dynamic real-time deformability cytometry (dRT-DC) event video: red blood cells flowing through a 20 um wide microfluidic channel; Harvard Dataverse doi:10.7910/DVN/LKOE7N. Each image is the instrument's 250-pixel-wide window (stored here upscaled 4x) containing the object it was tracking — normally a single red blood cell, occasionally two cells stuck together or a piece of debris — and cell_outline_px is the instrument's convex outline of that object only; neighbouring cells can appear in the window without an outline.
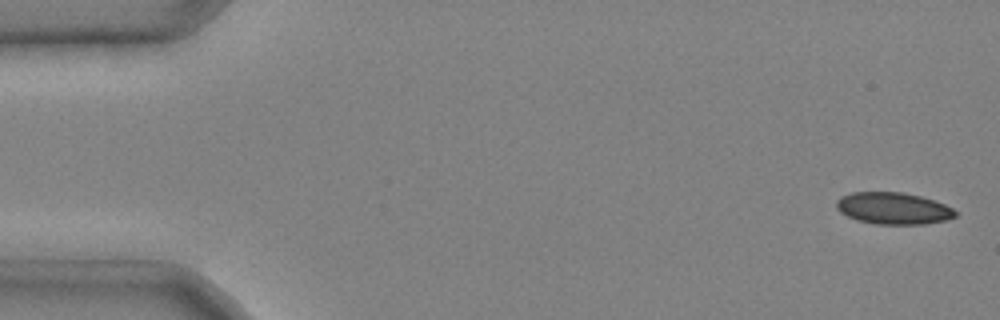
{"species": "common noctule bat (a hibernating species)", "species_latin": "Nyctalus noctula", "temperature_condition": "cold", "stored_images_in_passage": 5, "camera_frame_rate_fps": 3000, "um_per_image_px": 0.085, "animal": {"sex": "male", "body_mass_g": 20.4}, "frame": {"image": 1, "passage_image": 1, "time_ms": 0.0, "image_size_px": [1000, 320], "cell_outline_px": [[956, 216], [944, 220], [924, 224], [876, 224], [856, 220], [840, 212], [836, 208], [836, 200], [840, 196], [852, 192], [904, 192], [920, 196], [944, 204], [952, 208], [956, 212]], "centroid_in_image_um": [75.88, 17.7], "position_along_channel_um": 9.1, "area_um2": 22.02}}
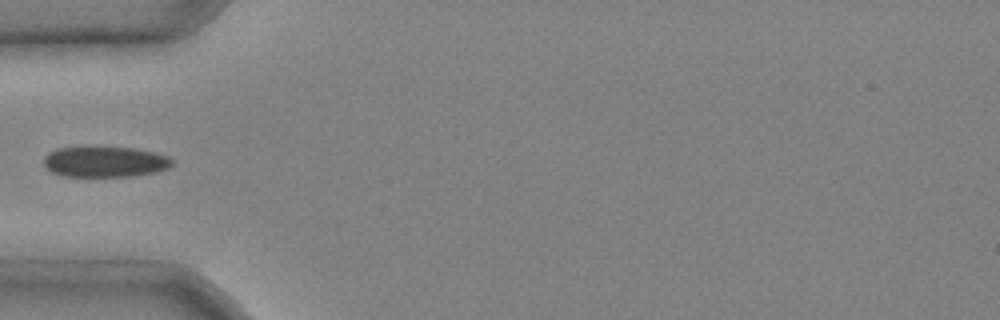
{"frame": {"image": 2, "passage_image": 4, "time_ms": 1.0, "image_size_px": [1000, 320], "cell_outline_px": [[172, 164], [168, 168], [156, 172], [128, 176], [60, 176], [52, 172], [44, 164], [44, 156], [48, 152], [56, 148], [84, 144], [96, 144], [136, 148], [156, 152], [168, 156], [172, 160]], "centroid_in_image_um": [8.87, 13.68], "position_along_channel_um": 76.1, "area_um2": 24.04}}
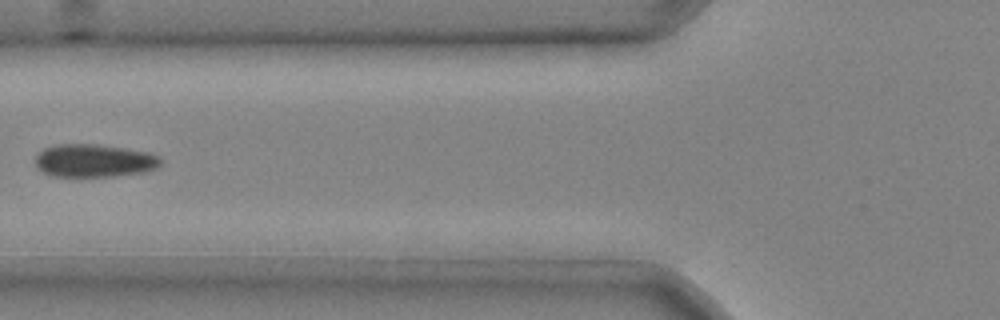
{"frame": {"image": 3, "passage_image": 5, "time_ms": 1.333, "image_size_px": [1000, 320], "cell_outline_px": [[160, 164], [156, 168], [144, 172], [116, 176], [52, 176], [40, 172], [36, 164], [36, 156], [44, 148], [56, 144], [96, 144], [124, 148], [148, 152], [156, 156], [160, 160]], "centroid_in_image_um": [7.96, 13.66], "position_along_channel_um": 117.8, "area_um2": 23.99}}